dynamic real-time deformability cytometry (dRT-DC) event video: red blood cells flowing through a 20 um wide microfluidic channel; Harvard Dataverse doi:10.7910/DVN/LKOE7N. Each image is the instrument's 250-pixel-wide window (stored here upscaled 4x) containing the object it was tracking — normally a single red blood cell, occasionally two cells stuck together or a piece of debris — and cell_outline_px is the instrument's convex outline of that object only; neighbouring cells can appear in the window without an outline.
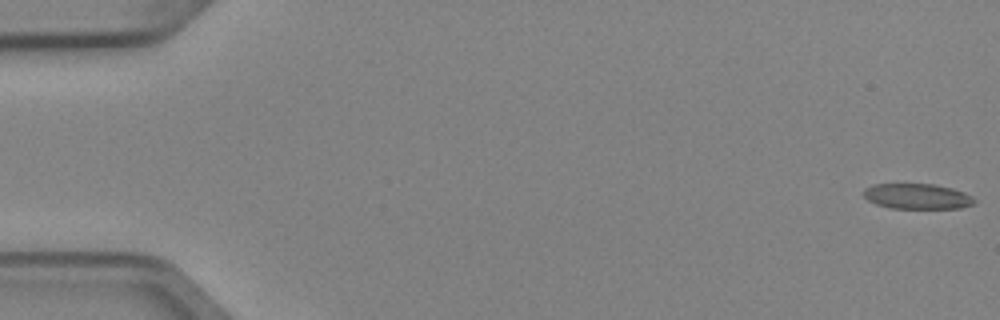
{"species": "Egyptian fruit bat (a non-hibernating species)", "species_latin": "Rousettus aegyptiacus", "temperature_condition": "cold", "stored_images_in_passage": 5, "camera_frame_rate_fps": 3000, "um_per_image_px": 0.085, "animal": {"sex": "female"}, "frame": {"image": 1, "passage_image": 1, "time_ms": 0.0, "image_size_px": [1000, 320], "cell_outline_px": [[976, 204], [960, 208], [892, 208], [876, 204], [868, 200], [864, 196], [864, 188], [872, 184], [932, 184], [952, 188], [964, 192], [972, 196], [976, 200]], "centroid_in_image_um": [77.99, 16.69], "position_along_channel_um": 7.0, "area_um2": 16.42}}
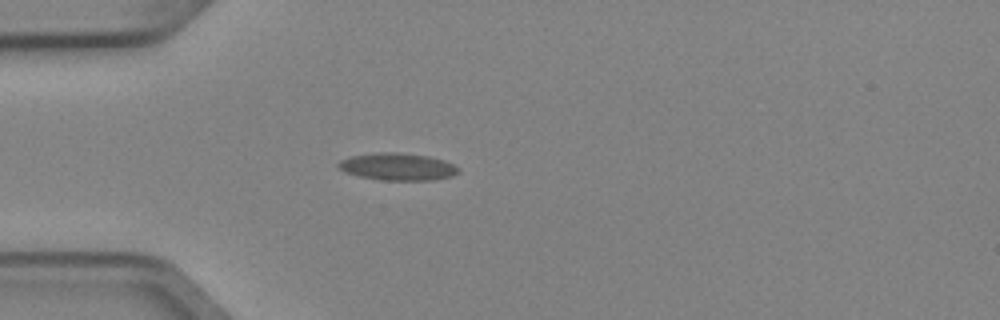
{"frame": {"image": 2, "passage_image": 5, "time_ms": 1.333, "image_size_px": [1000, 320], "cell_outline_px": [[460, 172], [452, 176], [432, 180], [380, 180], [360, 176], [344, 172], [336, 168], [336, 164], [340, 160], [348, 156], [376, 152], [396, 152], [428, 156], [444, 160], [460, 168]], "centroid_in_image_um": [33.75, 14.16], "position_along_channel_um": 51.2, "area_um2": 19.31}}